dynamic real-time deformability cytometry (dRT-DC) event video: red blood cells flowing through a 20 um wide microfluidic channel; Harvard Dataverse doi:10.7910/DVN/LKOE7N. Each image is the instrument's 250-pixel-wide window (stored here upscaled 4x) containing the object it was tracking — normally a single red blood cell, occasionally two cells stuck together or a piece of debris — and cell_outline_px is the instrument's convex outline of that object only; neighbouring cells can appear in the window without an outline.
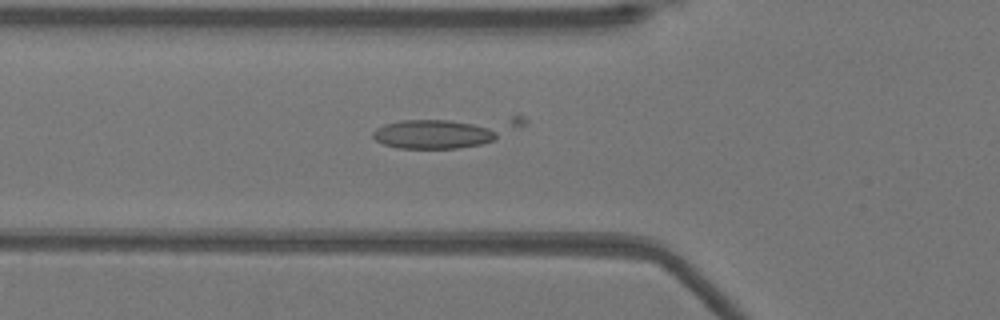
{"species": "Egyptian fruit bat (a non-hibernating species)", "species_latin": "Rousettus aegyptiacus", "temperature_condition": "warm", "stored_images_in_passage": 15, "camera_frame_rate_fps": 3000, "um_per_image_px": 0.085, "animal": {"sex": "female"}, "frame": {"image": 1, "passage_image": 4, "time_ms": 1.0, "image_size_px": [1000, 320], "cell_outline_px": [[496, 136], [492, 140], [480, 144], [456, 148], [400, 148], [384, 144], [376, 140], [372, 136], [372, 132], [376, 128], [384, 124], [400, 120], [448, 120], [472, 124], [488, 128], [496, 132]], "centroid_in_image_um": [36.72, 11.41], "position_along_channel_um": 89.1, "area_um2": 20.58}}
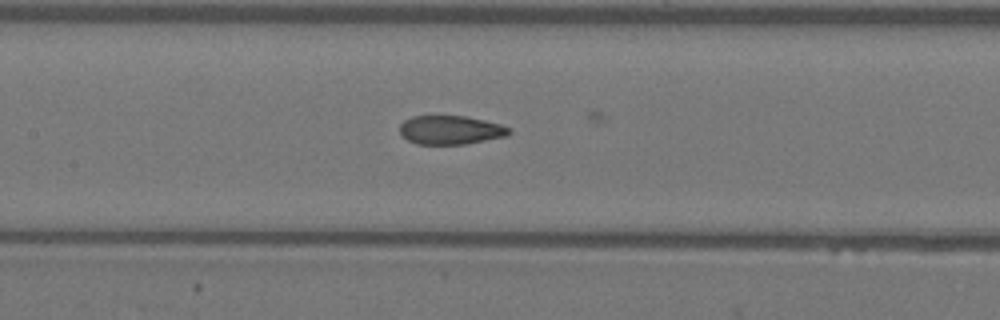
{"frame": {"image": 2, "passage_image": 10, "time_ms": 3.0, "image_size_px": [1000, 320], "cell_outline_px": [[512, 132], [508, 136], [468, 144], [416, 144], [408, 140], [400, 132], [400, 124], [404, 120], [412, 116], [464, 116], [484, 120], [500, 124], [512, 128]], "centroid_in_image_um": [38.34, 11.05], "position_along_channel_um": 169.1, "area_um2": 18.5}}
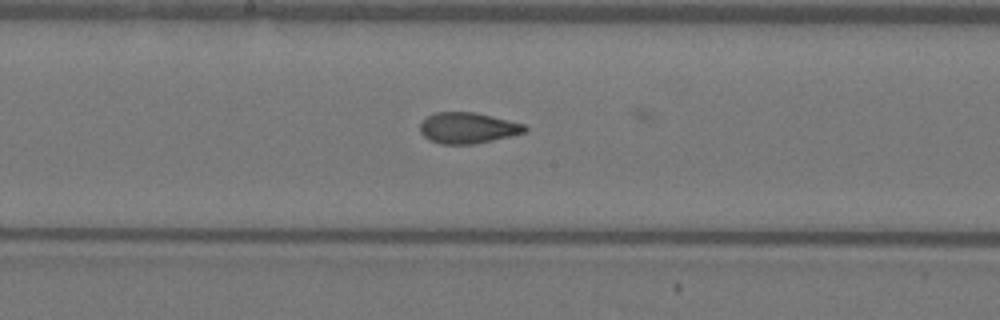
{"frame": {"image": 3, "passage_image": 13, "time_ms": 4.0, "image_size_px": [1000, 320], "cell_outline_px": [[528, 128], [524, 132], [492, 140], [472, 144], [440, 144], [424, 136], [420, 132], [420, 124], [428, 116], [436, 112], [472, 112], [524, 124]], "centroid_in_image_um": [39.72, 10.88], "position_along_channel_um": 208.5, "area_um2": 18.44}}